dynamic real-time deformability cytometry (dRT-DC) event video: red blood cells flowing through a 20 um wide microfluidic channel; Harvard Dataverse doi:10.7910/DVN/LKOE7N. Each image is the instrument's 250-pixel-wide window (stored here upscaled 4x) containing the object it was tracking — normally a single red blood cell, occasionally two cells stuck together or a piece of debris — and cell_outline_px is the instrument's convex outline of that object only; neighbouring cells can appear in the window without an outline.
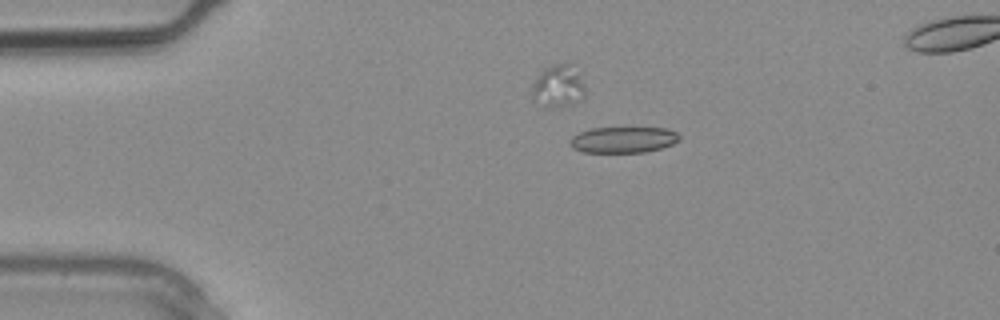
{"species": "common noctule bat (a hibernating species)", "species_latin": "Nyctalus noctula", "temperature_condition": "warm", "stored_images_in_passage": 4, "camera_frame_rate_fps": 3000, "um_per_image_px": 0.085, "animal": {"sex": "male", "body_mass_g": 20.4}, "frame": {"image": 1, "passage_image": 2, "time_ms": 0.333, "image_size_px": [1000, 320], "cell_outline_px": [[680, 140], [672, 144], [660, 148], [644, 152], [584, 152], [572, 148], [572, 136], [580, 132], [592, 128], [668, 128], [676, 132], [680, 136]], "centroid_in_image_um": [53.01, 11.87], "position_along_channel_um": 32.0, "area_um2": 16.42}}